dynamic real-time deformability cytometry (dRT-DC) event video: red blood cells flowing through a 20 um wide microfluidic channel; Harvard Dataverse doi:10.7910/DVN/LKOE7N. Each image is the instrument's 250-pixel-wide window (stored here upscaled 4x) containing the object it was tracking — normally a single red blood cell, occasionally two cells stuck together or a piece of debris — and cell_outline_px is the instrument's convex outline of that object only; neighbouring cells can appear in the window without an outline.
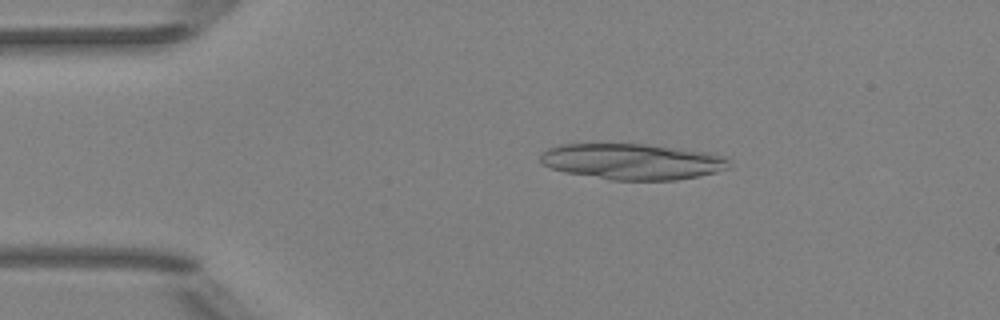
{"species": "Egyptian fruit bat (a non-hibernating species)", "species_latin": "Rousettus aegyptiacus", "temperature_condition": "room temperature", "stored_images_in_passage": 42, "camera_frame_rate_fps": 3000, "um_per_image_px": 0.085, "animal": {"sex": "female"}, "frame": {"image": 1, "passage_image": 1, "time_ms": 0.0, "image_size_px": [1000, 320], "cell_outline_px": [[728, 168], [716, 172], [700, 176], [676, 180], [612, 180], [564, 172], [540, 164], [540, 152], [548, 148], [560, 144], [644, 144], [712, 152], [724, 156], [728, 160]], "centroid_in_image_um": [53.73, 13.73], "position_along_channel_um": 31.3, "area_um2": 39.77}, "authors_computed_cell_mechanics": {"area_um2": 21.2126, "velocity_mm_per_s": 3.9677, "shape_relaxation_time_tau1_ms": 1.6559, "shape_relaxation_time_tau2_ms": 5.1302, "deformation_change_tau1": 0.2852, "deformation_change_tau2": 0.1732}}